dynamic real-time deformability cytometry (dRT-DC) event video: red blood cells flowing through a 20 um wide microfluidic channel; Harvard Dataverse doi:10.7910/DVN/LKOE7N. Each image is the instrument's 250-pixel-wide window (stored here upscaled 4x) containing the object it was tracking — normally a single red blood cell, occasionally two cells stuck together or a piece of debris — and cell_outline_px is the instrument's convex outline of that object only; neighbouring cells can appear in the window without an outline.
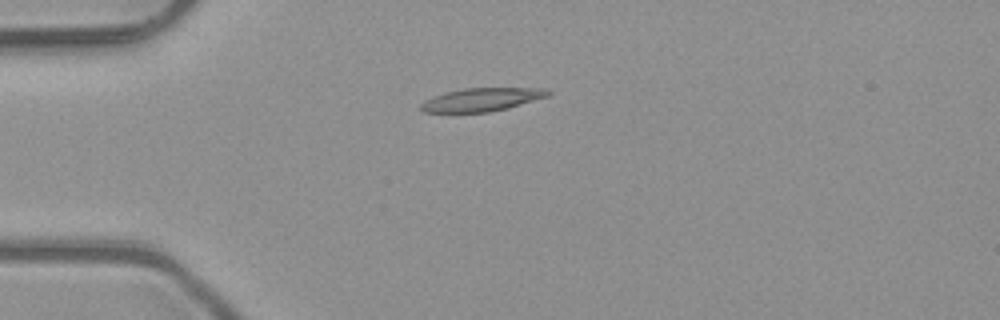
{"species": "common noctule bat (a hibernating species)", "species_latin": "Nyctalus noctula", "temperature_condition": "room temperature", "stored_images_in_passage": 2, "camera_frame_rate_fps": 3000, "um_per_image_px": 0.085, "animal": {"sex": "male", "body_mass_g": 23.1, "forearm_length_mm": 52.7}, "frame": {"image": 1, "passage_image": 1, "time_ms": 0.0, "image_size_px": [1000, 320], "cell_outline_px": [[552, 92], [548, 96], [508, 108], [488, 112], [424, 112], [420, 108], [420, 104], [424, 100], [444, 92], [464, 88], [544, 88]], "centroid_in_image_um": [40.93, 8.46], "position_along_channel_um": 44.1, "area_um2": 17.17}}
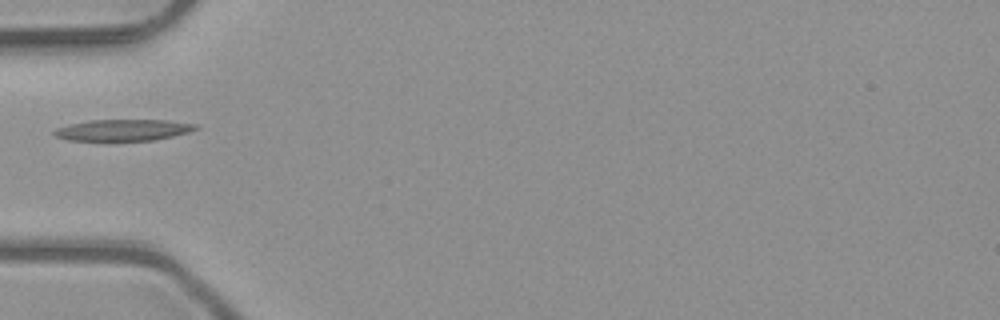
{"frame": {"image": 2, "passage_image": 2, "time_ms": 0.333, "image_size_px": [1000, 320], "cell_outline_px": [[200, 128], [188, 132], [156, 140], [68, 140], [56, 136], [52, 132], [56, 128], [68, 124], [88, 120], [164, 120], [196, 124]], "centroid_in_image_um": [10.45, 11.04], "position_along_channel_um": 74.5, "area_um2": 17.51}}